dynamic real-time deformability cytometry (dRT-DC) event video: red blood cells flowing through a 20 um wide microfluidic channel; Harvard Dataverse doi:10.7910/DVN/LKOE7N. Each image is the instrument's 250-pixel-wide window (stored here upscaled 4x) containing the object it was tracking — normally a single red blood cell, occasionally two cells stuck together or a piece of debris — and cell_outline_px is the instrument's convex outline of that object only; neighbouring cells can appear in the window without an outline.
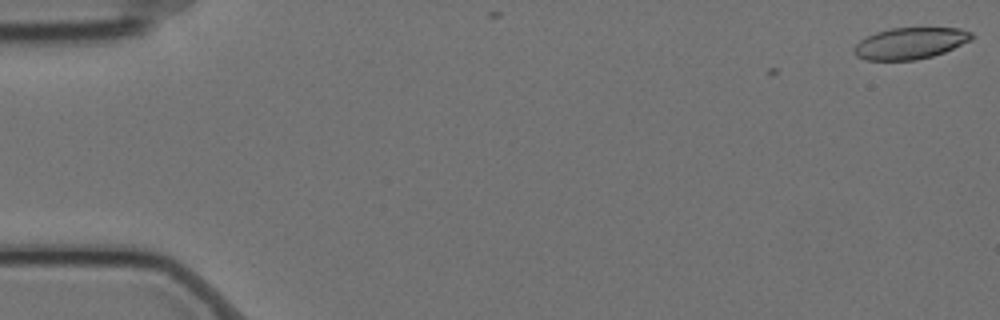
{"species": "Egyptian fruit bat (a non-hibernating species)", "species_latin": "Rousettus aegyptiacus", "temperature_condition": "cold", "stored_images_in_passage": 2, "camera_frame_rate_fps": 3000, "um_per_image_px": 0.085, "animal": {"sex": "female"}, "frame": {"image": 1, "passage_image": 2, "time_ms": 0.333, "image_size_px": [1000, 320], "cell_outline_px": [[976, 36], [972, 40], [944, 52], [932, 56], [916, 60], [868, 60], [856, 56], [852, 52], [852, 48], [860, 40], [876, 32], [892, 28], [960, 28], [972, 32]], "centroid_in_image_um": [77.38, 3.68], "position_along_channel_um": 7.6, "area_um2": 21.68}}